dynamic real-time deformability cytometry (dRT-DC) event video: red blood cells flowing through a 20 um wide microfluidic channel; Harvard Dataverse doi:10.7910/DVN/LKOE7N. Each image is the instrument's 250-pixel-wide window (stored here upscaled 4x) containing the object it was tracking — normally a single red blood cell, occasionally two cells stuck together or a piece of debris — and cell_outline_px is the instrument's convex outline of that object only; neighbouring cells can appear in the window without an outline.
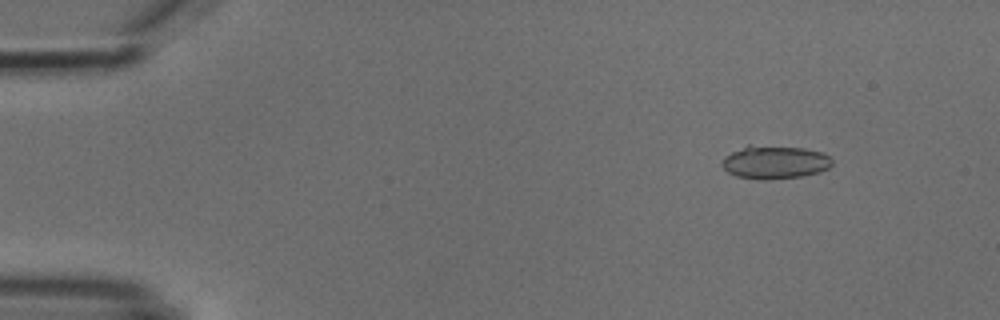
{"species": "common noctule bat (a hibernating species)", "species_latin": "Nyctalus noctula", "temperature_condition": "cold", "stored_images_in_passage": 5, "camera_frame_rate_fps": 3000, "um_per_image_px": 0.085, "animal": {"sex": "male", "body_mass_g": 18.8}, "frame": {"image": 1, "passage_image": 2, "time_ms": 1.0, "image_size_px": [1000, 320], "cell_outline_px": [[832, 164], [828, 168], [820, 172], [800, 176], [764, 180], [760, 180], [736, 176], [728, 172], [720, 164], [724, 156], [748, 144], [804, 148], [824, 152], [832, 160]], "centroid_in_image_um": [65.84, 13.77], "position_along_channel_um": 19.2, "area_um2": 21.5}}
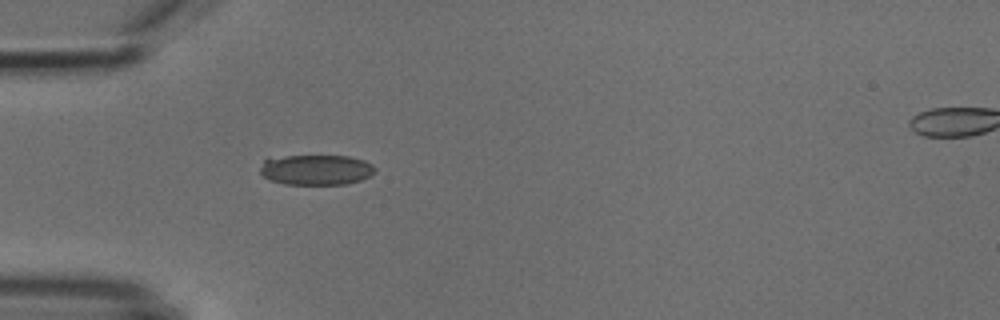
{"frame": {"image": 2, "passage_image": 4, "time_ms": 4.333, "image_size_px": [1000, 320], "cell_outline_px": [[376, 168], [368, 176], [360, 180], [344, 184], [284, 184], [272, 180], [264, 176], [260, 172], [260, 168], [264, 160], [268, 156], [348, 156], [364, 160], [372, 164]], "centroid_in_image_um": [26.83, 14.41], "position_along_channel_um": 58.2, "area_um2": 20.23}}